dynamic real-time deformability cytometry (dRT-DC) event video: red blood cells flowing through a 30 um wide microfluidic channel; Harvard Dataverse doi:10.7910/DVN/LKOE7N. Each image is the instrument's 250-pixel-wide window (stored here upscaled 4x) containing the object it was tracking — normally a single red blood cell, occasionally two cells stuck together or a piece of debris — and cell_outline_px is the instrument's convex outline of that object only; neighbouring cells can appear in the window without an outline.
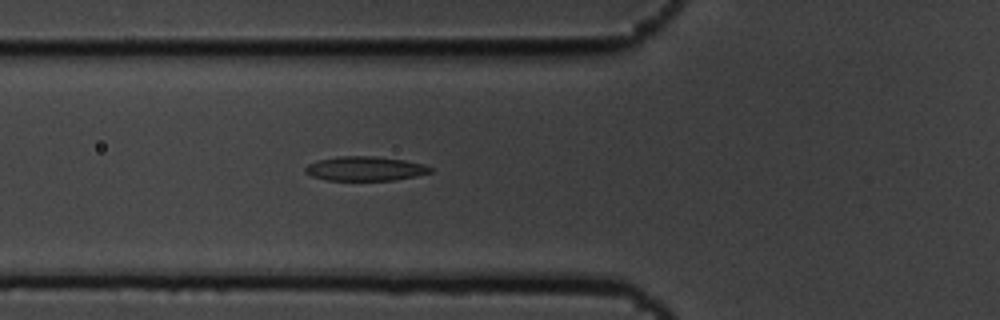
{"species": "common noctule bat (a hibernating species)", "species_latin": "Nyctalus noctula", "temperature_condition": "cold", "stored_images_in_passage": 6, "camera_frame_rate_fps": 3000, "um_per_image_px": 0.085, "animal": {"sex": "male", "body_mass_g": 19.5, "forearm_length_mm": 54.6}, "frame": {"image": 1, "passage_image": 6, "time_ms": 1.667, "image_size_px": [1000, 320], "cell_outline_px": [[432, 172], [416, 176], [396, 180], [328, 180], [312, 176], [304, 172], [304, 168], [308, 164], [320, 160], [340, 156], [372, 156], [404, 160], [424, 164], [432, 168]], "centroid_in_image_um": [31.05, 14.34], "position_along_channel_um": 94.8, "area_um2": 17.63}}